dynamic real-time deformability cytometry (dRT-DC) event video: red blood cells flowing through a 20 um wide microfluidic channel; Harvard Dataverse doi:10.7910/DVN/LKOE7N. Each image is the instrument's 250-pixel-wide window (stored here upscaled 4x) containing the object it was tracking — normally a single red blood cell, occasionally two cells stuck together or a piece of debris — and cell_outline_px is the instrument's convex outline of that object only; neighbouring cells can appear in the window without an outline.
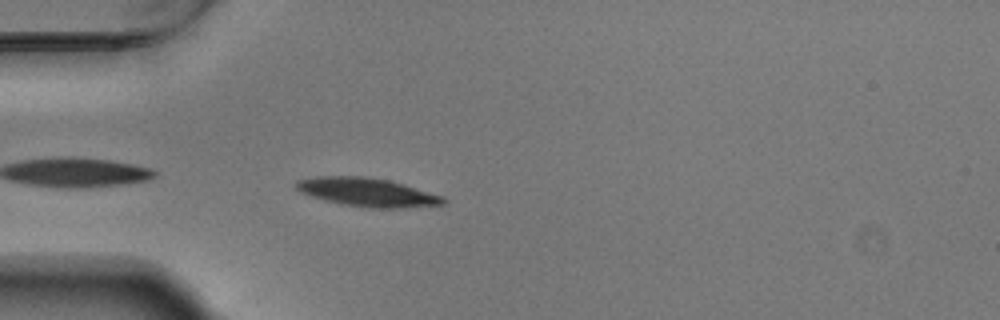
{"species": "Egyptian fruit bat (a non-hibernating species)", "species_latin": "Rousettus aegyptiacus", "temperature_condition": "warm", "stored_images_in_passage": 41, "camera_frame_rate_fps": 3000, "um_per_image_px": 0.085, "animal": {"sex": "male"}, "frame": {"image": 1, "passage_image": 2, "time_ms": 0.333, "image_size_px": [1000, 320], "cell_outline_px": [[448, 200], [444, 204], [400, 208], [368, 208], [344, 204], [324, 200], [300, 192], [296, 188], [296, 180], [320, 176], [364, 176], [388, 180], [404, 184], [444, 196]], "centroid_in_image_um": [31.25, 16.34], "position_along_channel_um": 53.8, "area_um2": 24.45}}
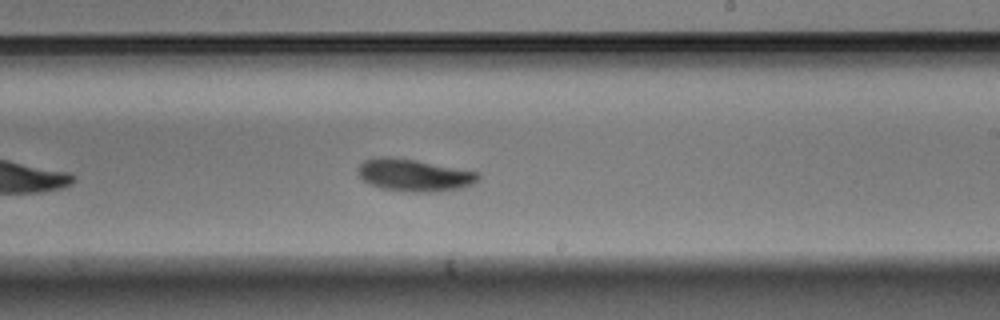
{"frame": {"image": 2, "passage_image": 19, "time_ms": 6.0, "image_size_px": [1000, 320], "cell_outline_px": [[480, 180], [472, 184], [460, 188], [432, 192], [412, 192], [380, 188], [368, 184], [360, 176], [356, 168], [364, 160], [372, 156], [388, 156], [416, 160], [480, 172]], "centroid_in_image_um": [35.18, 14.87], "position_along_channel_um": 253.8, "area_um2": 22.89}}
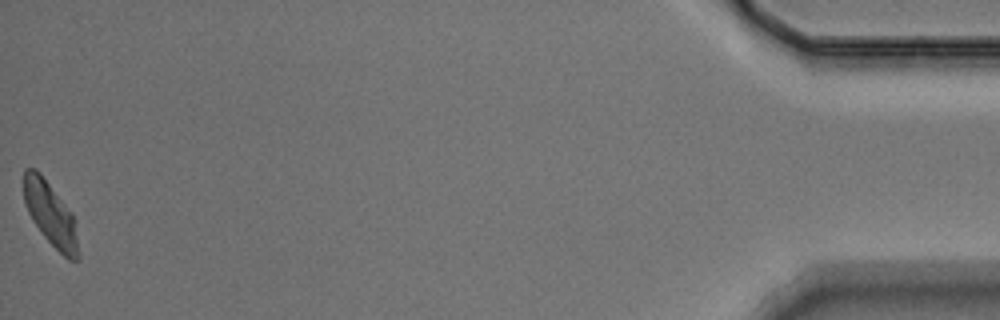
{"frame": {"image": 3, "passage_image": 41, "time_ms": 13.333, "image_size_px": [1000, 320], "cell_outline_px": [[80, 260], [68, 260], [44, 236], [32, 220], [24, 204], [24, 168], [36, 168], [40, 172], [72, 212], [80, 252]], "centroid_in_image_um": [4.3, 18.2], "position_along_channel_um": 430.9, "area_um2": 20.29}, "authors_computed_cell_mechanics": {"area_um2": 22.253, "velocity_mm_per_s": 3.69, "shape_relaxation_time_tau1_ms": 1.6556, "shape_relaxation_time_tau2_ms": 4.0044, "deformation_change_tau1": 0.1314, "deformation_change_tau2": 0.0948}}